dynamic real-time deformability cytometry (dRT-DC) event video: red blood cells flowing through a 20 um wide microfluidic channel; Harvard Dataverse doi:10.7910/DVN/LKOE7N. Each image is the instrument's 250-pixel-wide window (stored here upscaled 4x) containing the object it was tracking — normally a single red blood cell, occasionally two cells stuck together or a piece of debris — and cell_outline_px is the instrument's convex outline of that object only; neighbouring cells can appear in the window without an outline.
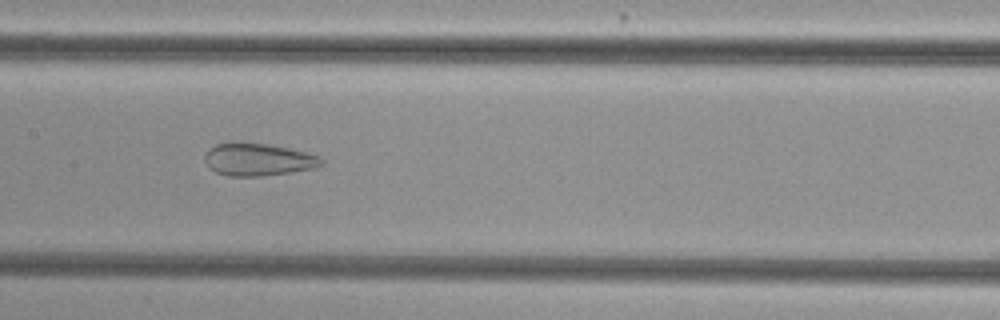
{"species": "common noctule bat (a hibernating species)", "species_latin": "Nyctalus noctula", "temperature_condition": "cold", "stored_images_in_passage": 44, "camera_frame_rate_fps": 3000, "um_per_image_px": 0.085, "animal": {"sex": "female", "body_mass_g": 29.2, "forearm_length_mm": 56.3}, "frame": {"image": 1, "passage_image": 18, "time_ms": 5.667, "image_size_px": [1000, 320], "cell_outline_px": [[324, 164], [316, 168], [292, 172], [260, 176], [228, 176], [216, 172], [208, 168], [204, 160], [204, 156], [208, 148], [216, 144], [236, 140], [268, 144], [308, 152], [320, 156], [324, 160]], "centroid_in_image_um": [21.92, 13.54], "position_along_channel_um": 185.5, "area_um2": 22.77}}
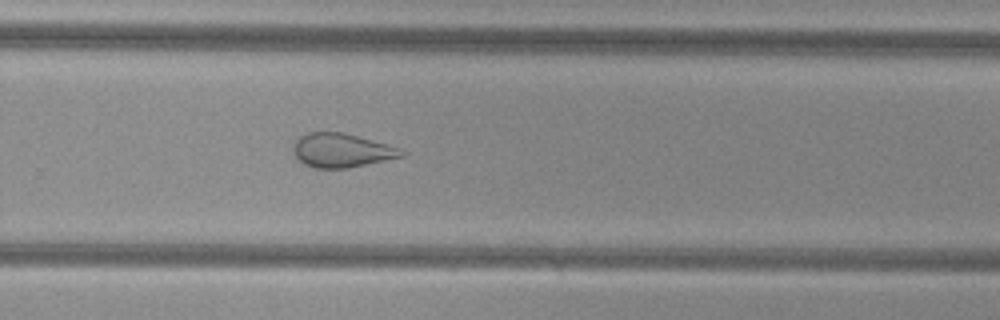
{"frame": {"image": 2, "passage_image": 27, "time_ms": 8.667, "image_size_px": [1000, 320], "cell_outline_px": [[408, 152], [404, 156], [348, 168], [312, 168], [304, 164], [296, 156], [292, 148], [296, 140], [300, 136], [308, 132], [344, 132], [400, 148]], "centroid_in_image_um": [29.04, 12.78], "position_along_channel_um": 300.8, "area_um2": 21.39}}
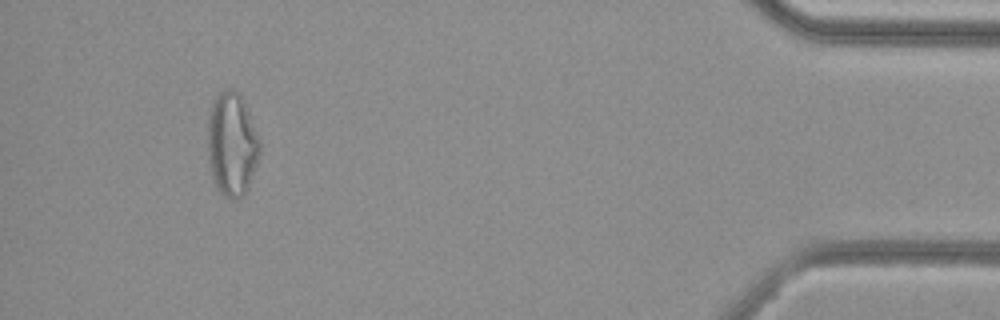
{"frame": {"image": 3, "passage_image": 41, "time_ms": 13.333, "image_size_px": [1000, 320], "cell_outline_px": [[260, 156], [248, 188], [244, 196], [232, 200], [224, 196], [220, 192], [212, 176], [208, 160], [208, 112], [216, 96], [224, 88], [232, 88], [240, 92], [260, 140]], "centroid_in_image_um": [19.72, 12.25], "position_along_channel_um": 415.5, "area_um2": 31.79}, "authors_computed_cell_mechanics": {"area_um2": 27.0793, "velocity_mm_per_s": 3.8608, "shape_relaxation_time_tau1_ms": null, "shape_relaxation_time_tau2_ms": 1.7529, "deformation_change_tau1": null, "deformation_change_tau2": 0.1013}}